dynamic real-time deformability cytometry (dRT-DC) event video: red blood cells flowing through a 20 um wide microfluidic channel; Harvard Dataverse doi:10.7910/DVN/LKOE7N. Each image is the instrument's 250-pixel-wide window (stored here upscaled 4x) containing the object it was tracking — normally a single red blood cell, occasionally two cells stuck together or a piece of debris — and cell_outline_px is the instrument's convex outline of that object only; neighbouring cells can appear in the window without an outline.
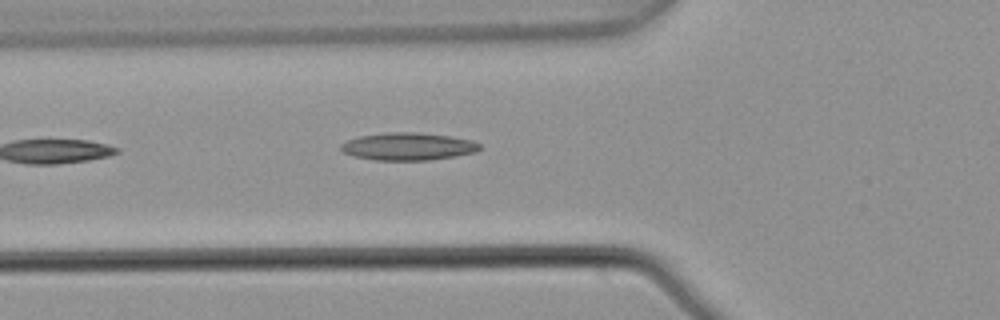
{"species": "common noctule bat (a hibernating species)", "species_latin": "Nyctalus noctula", "temperature_condition": "warm", "stored_images_in_passage": 5, "camera_frame_rate_fps": 3000, "um_per_image_px": 0.085, "animal": {"sex": "male", "body_mass_g": 21.5, "forearm_length_mm": 52.0}, "frame": {"image": 1, "passage_image": 5, "time_ms": 1.333, "image_size_px": [1000, 320], "cell_outline_px": [[480, 148], [476, 152], [456, 156], [428, 160], [376, 160], [352, 156], [344, 152], [340, 148], [340, 144], [348, 140], [360, 136], [384, 132], [420, 132], [448, 136], [472, 140], [480, 144]], "centroid_in_image_um": [34.67, 12.44], "position_along_channel_um": 91.1, "area_um2": 22.31}}